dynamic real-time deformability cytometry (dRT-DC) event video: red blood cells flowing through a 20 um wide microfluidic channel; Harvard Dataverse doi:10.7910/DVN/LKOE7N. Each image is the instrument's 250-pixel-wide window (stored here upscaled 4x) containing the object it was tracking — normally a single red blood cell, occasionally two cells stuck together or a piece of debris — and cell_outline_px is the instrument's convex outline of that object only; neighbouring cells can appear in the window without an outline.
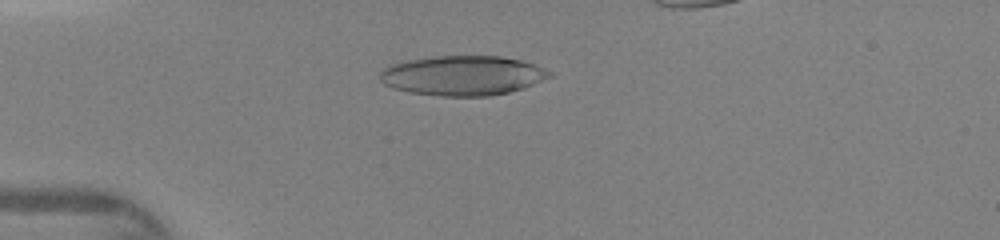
{"species": "human", "species_latin": "Homo sapiens", "temperature_condition": "warm", "stored_images_in_passage": 32, "camera_frame_rate_fps": 3000, "um_per_image_px": 0.085, "donor": {"sex": "female"}, "frame": {"image": 1, "passage_image": 2, "time_ms": 0.333, "image_size_px": [1000, 240], "cell_outline_px": [[552, 76], [524, 88], [508, 92], [488, 96], [440, 96], [408, 92], [392, 88], [384, 84], [380, 80], [380, 72], [384, 68], [392, 64], [408, 60], [436, 56], [500, 56], [524, 60], [552, 72]], "centroid_in_image_um": [39.33, 6.42], "position_along_channel_um": 45.7, "area_um2": 39.3}}
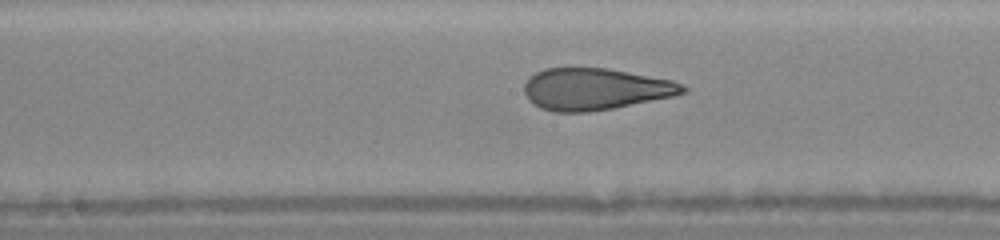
{"frame": {"image": 2, "passage_image": 14, "time_ms": 4.333, "image_size_px": [1000, 240], "cell_outline_px": [[688, 92], [676, 96], [612, 108], [588, 112], [552, 112], [540, 108], [528, 100], [524, 92], [524, 84], [536, 72], [544, 68], [608, 68], [672, 80], [688, 88]], "centroid_in_image_um": [50.6, 7.58], "position_along_channel_um": 197.6, "area_um2": 38.67}}
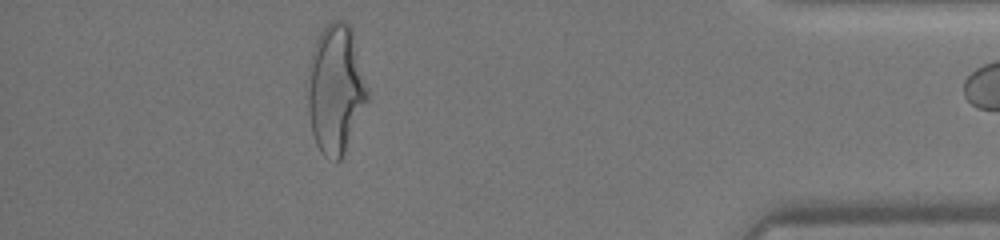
{"frame": {"image": 3, "passage_image": 31, "time_ms": 10.0, "image_size_px": [1000, 240], "cell_outline_px": [[368, 100], [344, 152], [340, 160], [336, 164], [324, 156], [320, 152], [316, 144], [312, 132], [308, 112], [308, 64], [316, 40], [320, 32], [332, 20], [344, 20], [352, 28], [368, 88]], "centroid_in_image_um": [28.52, 7.58], "position_along_channel_um": 406.7, "area_um2": 45.03}}